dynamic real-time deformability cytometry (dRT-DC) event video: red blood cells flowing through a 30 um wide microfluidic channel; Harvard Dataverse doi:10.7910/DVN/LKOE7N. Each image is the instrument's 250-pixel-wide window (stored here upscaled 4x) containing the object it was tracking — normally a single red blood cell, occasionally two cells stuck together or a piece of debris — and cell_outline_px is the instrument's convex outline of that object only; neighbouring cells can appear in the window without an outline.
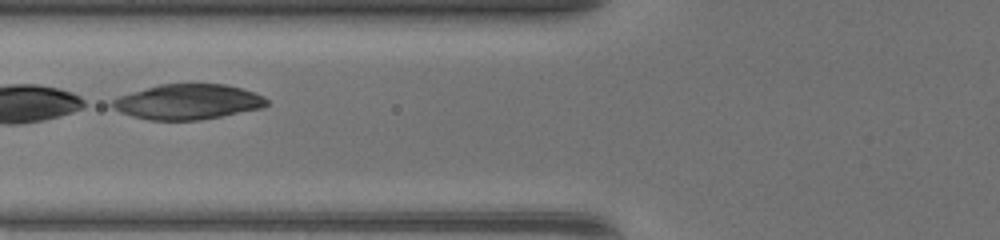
{"species": "common noctule bat (a hibernating species)", "species_latin": "Nyctalus noctula", "temperature_condition": "warm", "stored_images_in_passage": 41, "camera_frame_rate_fps": 3000, "um_per_image_px": 0.085, "animal": {"sex": "female", "body_mass_g": 17.0, "forearm_length_mm": 48.0}, "frame": {"image": 1, "passage_image": 14, "time_ms": 4.333, "image_size_px": [1000, 240], "cell_outline_px": [[268, 104], [264, 108], [200, 120], [148, 120], [132, 116], [120, 112], [112, 108], [108, 104], [116, 96], [160, 84], [228, 84], [244, 88], [264, 96], [268, 100]], "centroid_in_image_um": [15.96, 8.65], "position_along_channel_um": 109.8, "area_um2": 32.08}}